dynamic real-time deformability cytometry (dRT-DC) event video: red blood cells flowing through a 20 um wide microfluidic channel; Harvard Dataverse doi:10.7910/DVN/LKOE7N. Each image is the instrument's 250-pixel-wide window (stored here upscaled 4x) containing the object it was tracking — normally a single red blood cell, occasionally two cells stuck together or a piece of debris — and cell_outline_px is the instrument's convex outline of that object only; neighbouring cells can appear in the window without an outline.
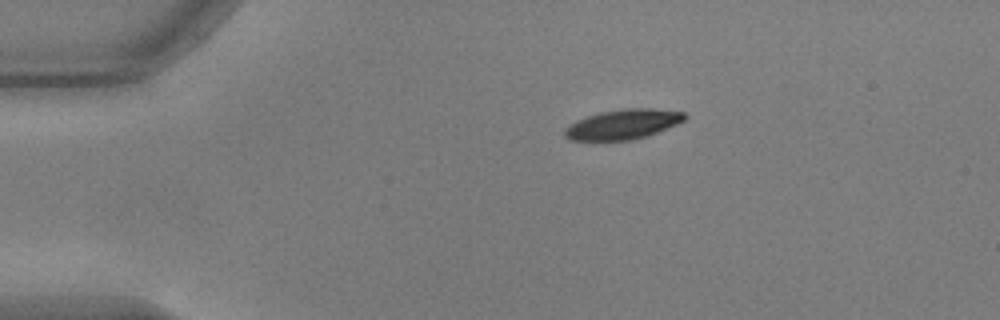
{"species": "common noctule bat (a hibernating species)", "species_latin": "Nyctalus noctula", "temperature_condition": "warm", "stored_images_in_passage": 45, "camera_frame_rate_fps": 3000, "um_per_image_px": 0.085, "animal": {"sex": "male", "body_mass_g": 17.9, "forearm_length_mm": 54.2}, "frame": {"image": 1, "passage_image": 1, "time_ms": 0.0, "image_size_px": [1000, 320], "cell_outline_px": [[688, 116], [684, 120], [676, 124], [656, 132], [644, 136], [628, 140], [568, 140], [564, 136], [564, 128], [576, 120], [600, 112], [624, 108], [652, 108], [684, 112]], "centroid_in_image_um": [52.92, 10.55], "position_along_channel_um": 32.1, "area_um2": 20.69}}
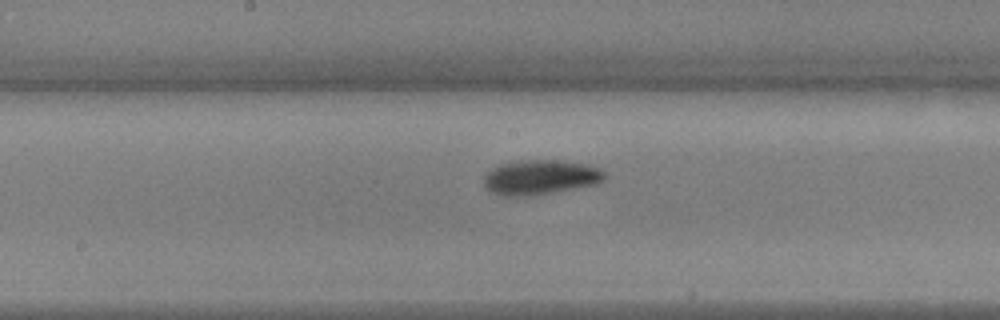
{"frame": {"image": 2, "passage_image": 19, "time_ms": 6.0, "image_size_px": [1000, 320], "cell_outline_px": [[608, 176], [604, 180], [596, 184], [576, 188], [528, 196], [504, 196], [488, 192], [484, 184], [484, 176], [492, 168], [500, 164], [520, 160], [556, 160], [588, 164], [600, 168]], "centroid_in_image_um": [45.93, 15.07], "position_along_channel_um": 202.3, "area_um2": 24.62}}
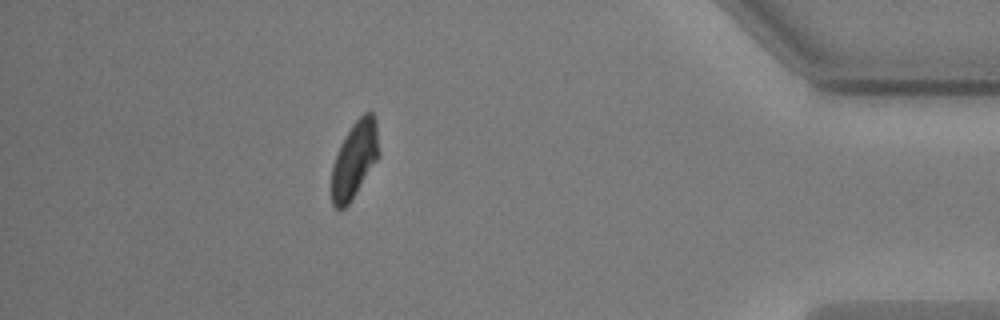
{"frame": {"image": 3, "passage_image": 39, "time_ms": 12.667, "image_size_px": [1000, 320], "cell_outline_px": [[380, 152], [376, 160], [352, 200], [344, 208], [336, 208], [332, 204], [332, 164], [340, 144], [352, 124], [364, 112], [372, 112], [376, 116]], "centroid_in_image_um": [30.15, 13.53], "position_along_channel_um": 405.1, "area_um2": 21.1}, "authors_computed_cell_mechanics": {"area_um2": 22.3108, "velocity_mm_per_s": 3.6963, "shape_relaxation_time_tau1_ms": 2.9885, "shape_relaxation_time_tau2_ms": null, "deformation_change_tau1": 0.1303, "deformation_change_tau2": null}}